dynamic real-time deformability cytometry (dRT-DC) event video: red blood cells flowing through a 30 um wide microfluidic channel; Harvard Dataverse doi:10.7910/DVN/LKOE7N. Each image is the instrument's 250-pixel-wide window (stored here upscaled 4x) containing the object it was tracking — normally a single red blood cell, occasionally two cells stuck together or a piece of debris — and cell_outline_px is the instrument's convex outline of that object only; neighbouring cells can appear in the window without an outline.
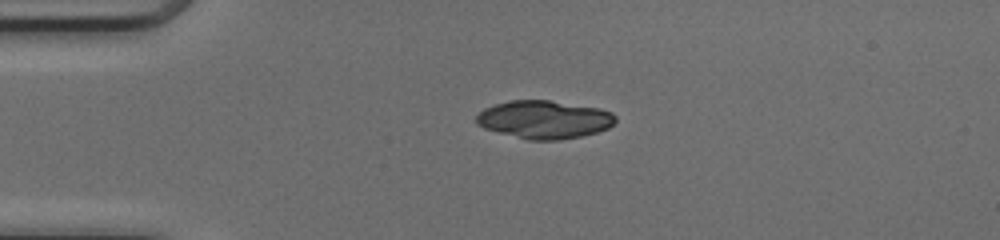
{"species": "common noctule bat (a hibernating species)", "species_latin": "Nyctalus noctula", "temperature_condition": "cold", "stored_images_in_passage": 38, "camera_frame_rate_fps": 3000, "um_per_image_px": 0.085, "animal": {"sex": "female", "body_mass_g": 17.0, "forearm_length_mm": 48.0}, "frame": {"image": 1, "passage_image": 1, "time_ms": 0.0, "image_size_px": [1000, 240], "cell_outline_px": [[616, 120], [608, 128], [596, 132], [580, 136], [560, 140], [528, 140], [484, 128], [476, 124], [476, 116], [484, 108], [496, 104], [512, 100], [548, 100], [600, 108], [612, 112], [616, 116]], "centroid_in_image_um": [46.26, 10.16], "position_along_channel_um": 38.7, "area_um2": 30.75}}